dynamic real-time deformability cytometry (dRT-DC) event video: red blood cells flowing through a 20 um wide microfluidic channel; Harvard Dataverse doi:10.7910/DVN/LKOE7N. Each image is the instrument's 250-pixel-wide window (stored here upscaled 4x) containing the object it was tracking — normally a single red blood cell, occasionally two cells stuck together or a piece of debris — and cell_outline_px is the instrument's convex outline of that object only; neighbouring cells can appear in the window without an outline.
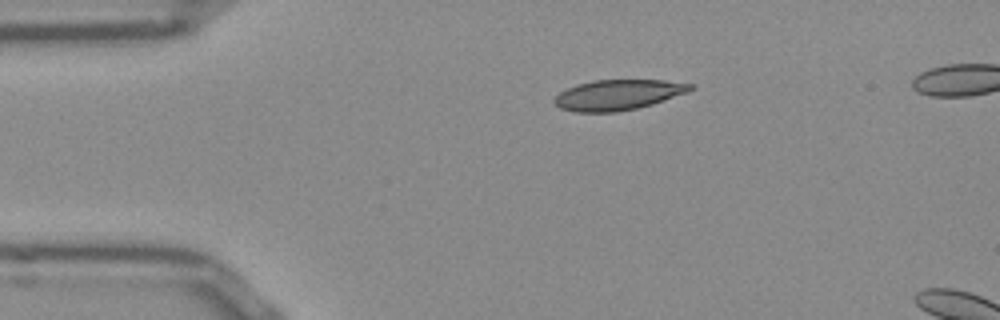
{"species": "Egyptian fruit bat (a non-hibernating species)", "species_latin": "Rousettus aegyptiacus", "temperature_condition": "room temperature", "stored_images_in_passage": 5, "camera_frame_rate_fps": 3000, "um_per_image_px": 0.085, "frame": {"image": 1, "passage_image": 1, "time_ms": 0.0, "image_size_px": [1000, 320], "cell_outline_px": [[692, 88], [688, 92], [652, 104], [636, 108], [616, 112], [576, 112], [560, 108], [552, 100], [560, 92], [576, 84], [592, 80], [664, 80], [692, 84]], "centroid_in_image_um": [52.5, 8.06], "position_along_channel_um": 32.5, "area_um2": 23.93}}